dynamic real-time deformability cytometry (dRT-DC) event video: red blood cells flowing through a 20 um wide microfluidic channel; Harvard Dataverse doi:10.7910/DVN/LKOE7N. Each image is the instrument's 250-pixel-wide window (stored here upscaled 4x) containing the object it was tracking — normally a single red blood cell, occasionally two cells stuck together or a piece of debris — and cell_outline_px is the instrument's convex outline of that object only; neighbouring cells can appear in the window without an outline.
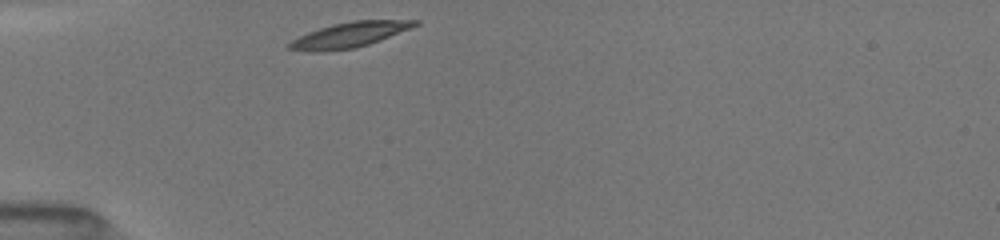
{"species": "common noctule bat (a hibernating species)", "species_latin": "Nyctalus noctula", "temperature_condition": "room temperature", "stored_images_in_passage": 1, "camera_frame_rate_fps": 3000, "um_per_image_px": 0.085, "animal": {"sex": "female", "body_mass_g": 19.5, "forearm_length_mm": 54.1}, "frame": {"image": 1, "passage_image": 1, "time_ms": 0.0, "image_size_px": [1000, 240], "cell_outline_px": [[420, 24], [412, 28], [380, 40], [368, 44], [352, 48], [324, 52], [312, 52], [288, 48], [288, 44], [292, 40], [308, 32], [332, 24], [352, 20], [420, 20]], "centroid_in_image_um": [29.73, 2.95], "position_along_channel_um": 55.3, "area_um2": 18.38}}